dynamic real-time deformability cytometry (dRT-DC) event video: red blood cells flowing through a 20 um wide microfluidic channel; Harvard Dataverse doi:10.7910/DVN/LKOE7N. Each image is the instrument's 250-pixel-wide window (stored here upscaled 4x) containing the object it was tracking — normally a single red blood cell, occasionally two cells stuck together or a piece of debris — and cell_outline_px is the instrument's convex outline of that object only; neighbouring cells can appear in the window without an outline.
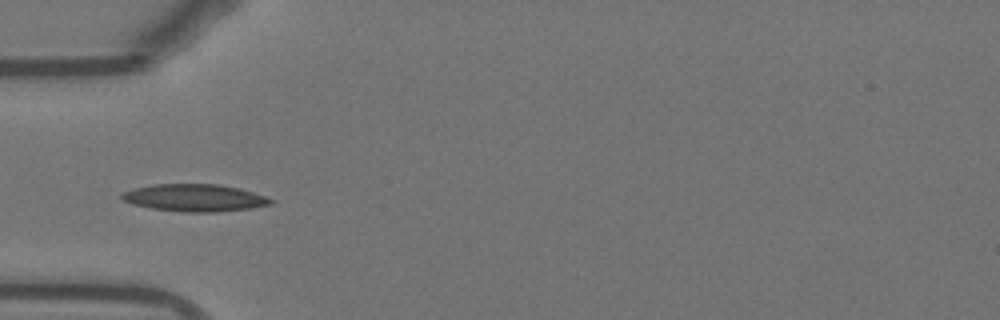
{"species": "Egyptian fruit bat (a non-hibernating species)", "species_latin": "Rousettus aegyptiacus", "temperature_condition": "warm", "stored_images_in_passage": 52, "camera_frame_rate_fps": 3000, "um_per_image_px": 0.085, "animal": {"sex": "female"}, "frame": {"image": 1, "passage_image": 16, "time_ms": 5.0, "image_size_px": [1000, 320], "cell_outline_px": [[276, 200], [272, 204], [248, 208], [216, 212], [180, 212], [152, 208], [132, 204], [124, 200], [120, 196], [120, 192], [132, 188], [152, 184], [220, 184], [252, 192]], "centroid_in_image_um": [16.49, 16.81], "position_along_channel_um": 68.5, "area_um2": 23.7}}
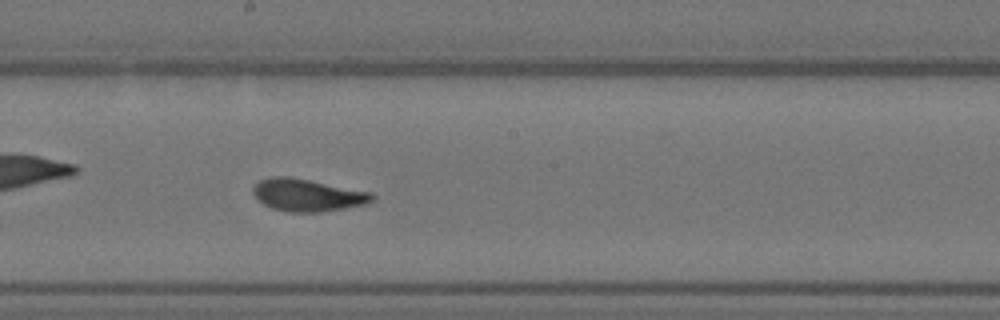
{"frame": {"image": 2, "passage_image": 28, "time_ms": 9.0, "image_size_px": [1000, 320], "cell_outline_px": [[376, 196], [372, 200], [364, 204], [324, 212], [288, 212], [272, 208], [264, 204], [252, 192], [252, 188], [260, 180], [272, 176], [288, 176], [372, 192]], "centroid_in_image_um": [26.14, 16.58], "position_along_channel_um": 222.1, "area_um2": 22.31}}
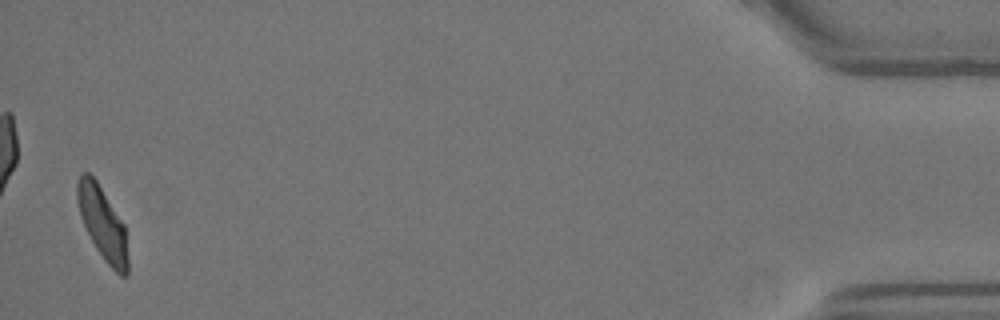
{"frame": {"image": 3, "passage_image": 51, "time_ms": 16.667, "image_size_px": [1000, 320], "cell_outline_px": [[128, 276], [120, 276], [104, 260], [96, 248], [80, 216], [76, 200], [76, 184], [80, 176], [84, 172], [88, 172], [96, 180], [124, 224], [128, 260]], "centroid_in_image_um": [8.71, 18.99], "position_along_channel_um": 426.5, "area_um2": 21.21}, "authors_computed_cell_mechanics": {"area_um2": 21.7617, "velocity_mm_per_s": 3.8248, "shape_relaxation_time_tau1_ms": 2.8168, "shape_relaxation_time_tau2_ms": 1.1274, "deformation_change_tau1": 0.1676, "deformation_change_tau2": 0.0803}}